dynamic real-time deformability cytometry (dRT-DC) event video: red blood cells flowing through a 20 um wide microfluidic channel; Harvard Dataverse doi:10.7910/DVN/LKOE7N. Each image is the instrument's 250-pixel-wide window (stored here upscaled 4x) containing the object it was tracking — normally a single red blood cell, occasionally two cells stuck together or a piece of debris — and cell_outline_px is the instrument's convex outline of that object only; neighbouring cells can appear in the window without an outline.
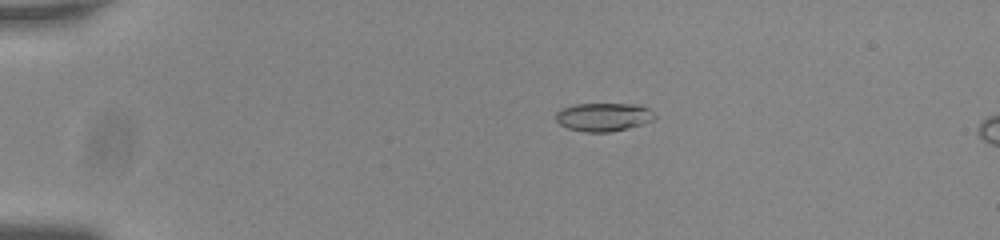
{"species": "common noctule bat (a hibernating species)", "species_latin": "Nyctalus noctula", "temperature_condition": "room temperature", "stored_images_in_passage": 8, "camera_frame_rate_fps": 3000, "um_per_image_px": 0.085, "animal": {"sex": "male", "body_mass_g": 20.0, "forearm_length_mm": 53.3}, "frame": {"image": 1, "passage_image": 3, "time_ms": 0.667, "image_size_px": [1000, 240], "cell_outline_px": [[656, 120], [628, 128], [608, 132], [584, 132], [568, 128], [560, 124], [556, 120], [556, 112], [560, 108], [576, 104], [632, 104], [648, 108], [656, 116]], "centroid_in_image_um": [51.29, 9.94], "position_along_channel_um": 33.7, "area_um2": 16.36}}